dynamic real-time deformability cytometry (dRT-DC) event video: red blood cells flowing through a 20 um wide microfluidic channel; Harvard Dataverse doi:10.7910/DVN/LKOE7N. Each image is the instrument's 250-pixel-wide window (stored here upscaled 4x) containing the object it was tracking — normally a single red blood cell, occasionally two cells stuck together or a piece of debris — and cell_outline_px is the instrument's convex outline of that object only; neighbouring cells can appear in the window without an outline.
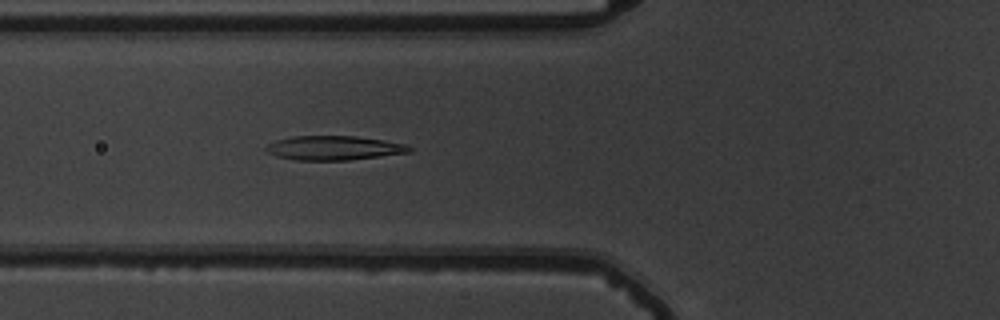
{"species": "common noctule bat (a hibernating species)", "species_latin": "Nyctalus noctula", "temperature_condition": "warm", "stored_images_in_passage": 40, "camera_frame_rate_fps": 3000, "um_per_image_px": 0.085, "animal": {"sex": "male", "body_mass_g": 19.5, "forearm_length_mm": 54.6}, "frame": {"image": 1, "passage_image": 7, "time_ms": 2.0, "image_size_px": [1000, 320], "cell_outline_px": [[412, 152], [348, 160], [296, 160], [276, 156], [268, 152], [264, 148], [268, 144], [276, 140], [292, 136], [356, 136], [384, 140], [404, 144], [412, 148]], "centroid_in_image_um": [28.37, 12.57], "position_along_channel_um": 97.4, "area_um2": 20.17}}
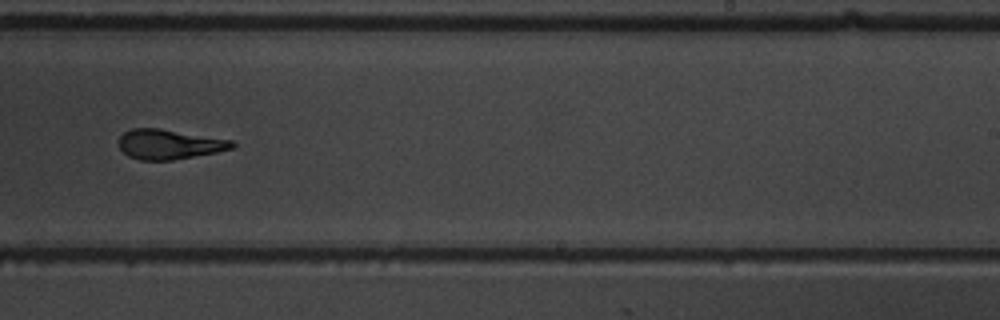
{"frame": {"image": 2, "passage_image": 21, "time_ms": 6.667, "image_size_px": [1000, 320], "cell_outline_px": [[236, 144], [232, 148], [216, 152], [172, 160], [140, 160], [128, 156], [120, 148], [120, 136], [124, 132], [132, 128], [160, 128], [232, 140]], "centroid_in_image_um": [14.37, 12.26], "position_along_channel_um": 274.6, "area_um2": 19.54}}
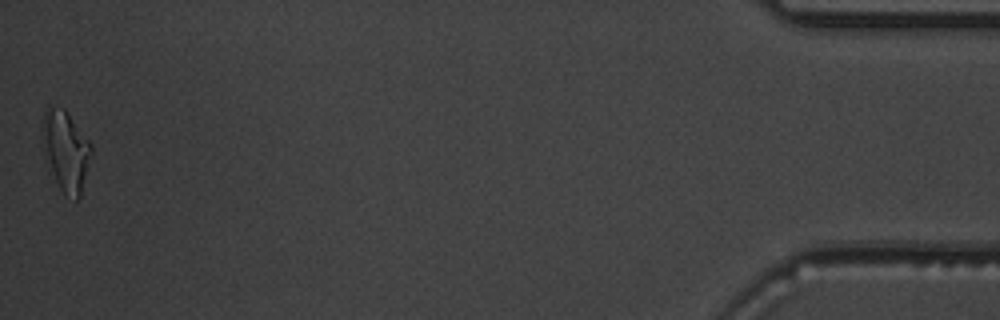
{"frame": {"image": 3, "passage_image": 40, "time_ms": 13.0, "image_size_px": [1000, 320], "cell_outline_px": [[92, 156], [80, 196], [76, 200], [64, 192], [60, 188], [44, 160], [44, 112], [48, 104], [64, 108], [68, 112], [92, 144]], "centroid_in_image_um": [5.62, 12.79], "position_along_channel_um": 429.6, "area_um2": 22.83}, "authors_computed_cell_mechanics": {"area_um2": 20.2878, "velocity_mm_per_s": 3.8109, "shape_relaxation_time_tau1_ms": 6.5315, "shape_relaxation_time_tau2_ms": 2.207, "deformation_change_tau1": 0.2254, "deformation_change_tau2": 0.1068}}